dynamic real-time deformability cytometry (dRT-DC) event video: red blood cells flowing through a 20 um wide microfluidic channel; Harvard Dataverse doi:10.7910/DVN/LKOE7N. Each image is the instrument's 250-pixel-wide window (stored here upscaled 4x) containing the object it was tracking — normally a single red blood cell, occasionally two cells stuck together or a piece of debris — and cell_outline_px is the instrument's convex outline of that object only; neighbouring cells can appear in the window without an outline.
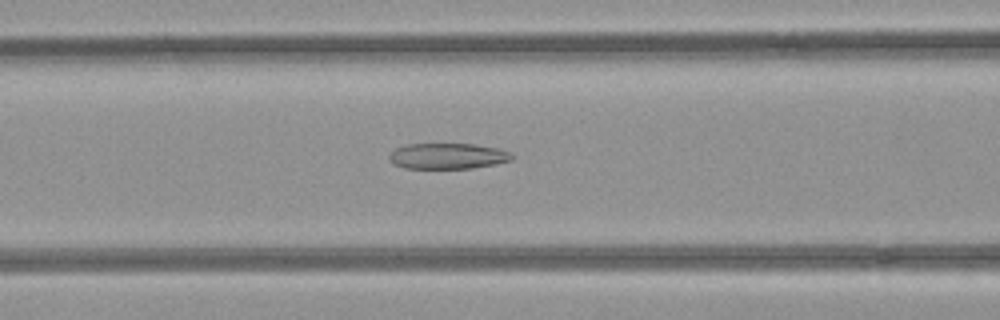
{"species": "common noctule bat (a hibernating species)", "species_latin": "Nyctalus noctula", "temperature_condition": "room temperature", "stored_images_in_passage": 40, "camera_frame_rate_fps": 3000, "um_per_image_px": 0.085, "animal": {"sex": "female", "body_mass_g": 21.9}, "frame": {"image": 1, "passage_image": 15, "time_ms": 4.667, "image_size_px": [1000, 320], "cell_outline_px": [[512, 160], [496, 164], [472, 168], [404, 168], [392, 164], [388, 160], [388, 152], [396, 148], [408, 144], [476, 144], [500, 148], [512, 152]], "centroid_in_image_um": [38.04, 13.26], "position_along_channel_um": 128.6, "area_um2": 18.73}}
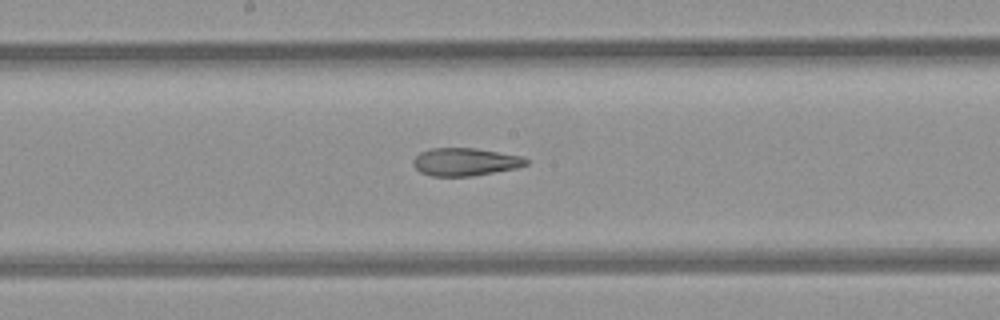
{"frame": {"image": 2, "passage_image": 21, "time_ms": 6.667, "image_size_px": [1000, 320], "cell_outline_px": [[528, 164], [516, 168], [472, 176], [432, 176], [420, 172], [412, 164], [412, 160], [420, 152], [432, 148], [476, 148], [524, 156], [528, 160]], "centroid_in_image_um": [39.54, 13.75], "position_along_channel_um": 208.7, "area_um2": 18.38}}
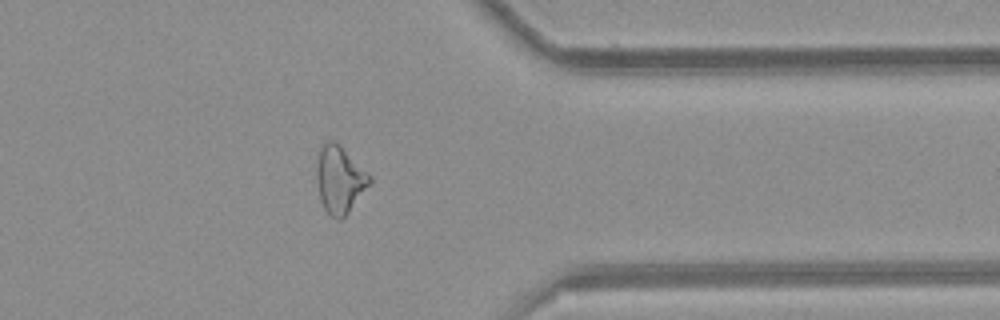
{"frame": {"image": 3, "passage_image": 35, "time_ms": 11.333, "image_size_px": [1000, 320], "cell_outline_px": [[372, 180], [348, 212], [340, 220], [336, 220], [328, 216], [320, 200], [316, 180], [316, 160], [320, 148], [328, 140], [336, 140], [372, 176]], "centroid_in_image_um": [28.84, 15.25], "position_along_channel_um": 382.6, "area_um2": 20.98}}